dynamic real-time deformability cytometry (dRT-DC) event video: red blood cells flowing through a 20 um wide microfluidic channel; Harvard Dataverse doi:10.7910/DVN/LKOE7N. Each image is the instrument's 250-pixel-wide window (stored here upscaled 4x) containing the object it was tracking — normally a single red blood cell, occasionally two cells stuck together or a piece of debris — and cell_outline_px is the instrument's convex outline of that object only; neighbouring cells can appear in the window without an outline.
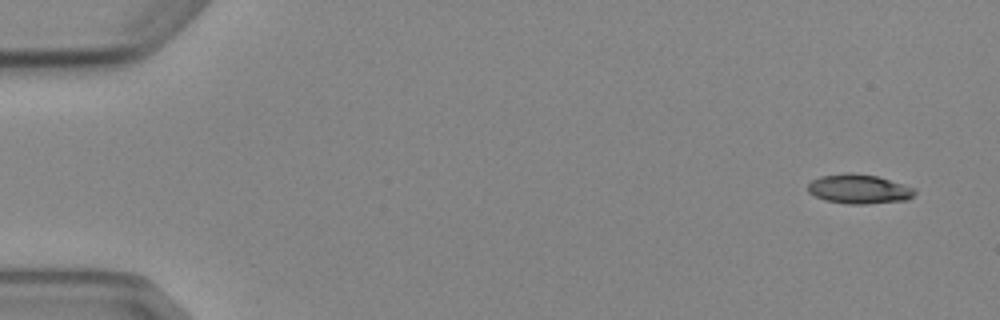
{"species": "Egyptian fruit bat (a non-hibernating species)", "species_latin": "Rousettus aegyptiacus", "temperature_condition": "cold", "stored_images_in_passage": 5, "segment_of_instrument_passage": [1, 2], "camera_frame_rate_fps": 3000, "um_per_image_px": 0.085, "animal": {"sex": "female"}, "frame": {"image": 1, "passage_image": 1, "time_ms": 0.0, "image_size_px": [1000, 320], "cell_outline_px": [[916, 192], [908, 200], [868, 204], [848, 204], [824, 200], [808, 192], [808, 184], [812, 180], [820, 176], [844, 172], [852, 172], [876, 176], [916, 188]], "centroid_in_image_um": [73.01, 16.06], "position_along_channel_um": 12.0, "area_um2": 18.44}}
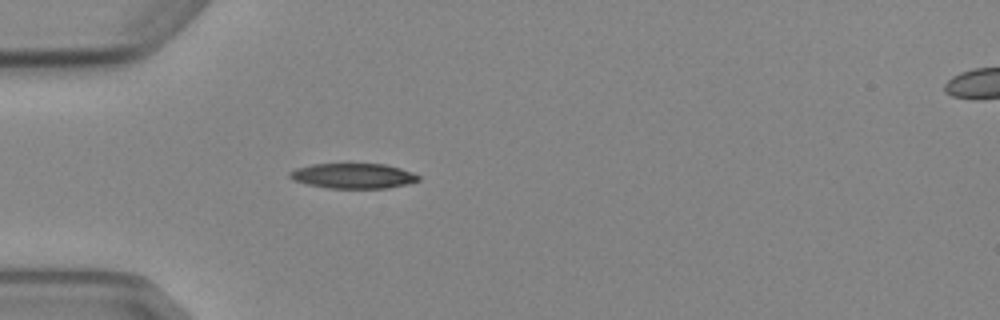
{"frame": {"image": 2, "passage_image": 4, "time_ms": 4.333, "image_size_px": [1000, 320], "cell_outline_px": [[420, 180], [408, 184], [388, 188], [328, 188], [308, 184], [292, 180], [288, 176], [288, 172], [296, 168], [312, 164], [384, 164], [400, 168], [412, 172], [420, 176]], "centroid_in_image_um": [30.02, 14.95], "position_along_channel_um": 55.0, "area_um2": 18.9}}